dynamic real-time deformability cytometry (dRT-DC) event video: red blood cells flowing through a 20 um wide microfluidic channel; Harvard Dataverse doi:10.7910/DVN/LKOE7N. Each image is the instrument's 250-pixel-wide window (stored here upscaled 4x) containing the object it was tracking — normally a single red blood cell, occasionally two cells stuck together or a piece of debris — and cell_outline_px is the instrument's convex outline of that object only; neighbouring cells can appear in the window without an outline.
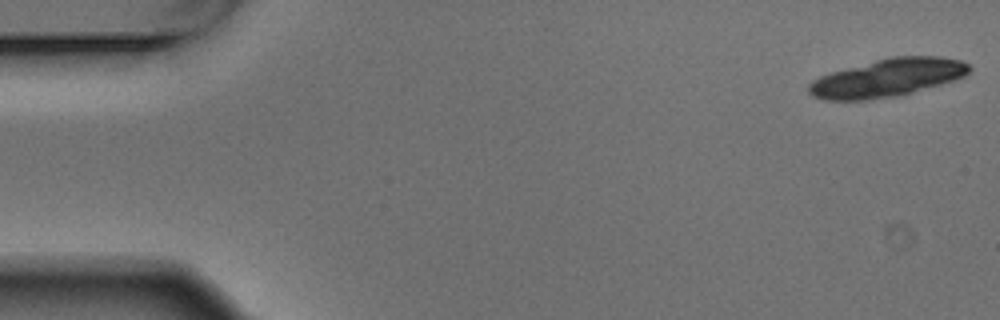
{"species": "Egyptian fruit bat (a non-hibernating species)", "species_latin": "Rousettus aegyptiacus", "temperature_condition": "warm", "stored_images_in_passage": 5, "camera_frame_rate_fps": 3000, "um_per_image_px": 0.085, "animal": {"sex": "male"}, "frame": {"image": 1, "passage_image": 1, "time_ms": 0.0, "image_size_px": [1000, 320], "cell_outline_px": [[972, 68], [964, 76], [940, 84], [900, 96], [868, 100], [824, 100], [812, 96], [808, 92], [808, 84], [812, 80], [820, 76], [832, 72], [888, 56], [940, 56], [960, 60], [968, 64]], "centroid_in_image_um": [75.41, 6.62], "position_along_channel_um": 9.6, "area_um2": 35.6}}
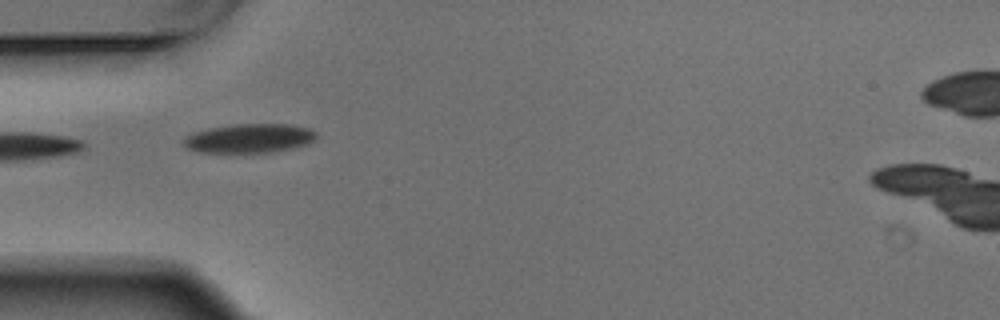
{"frame": {"image": 2, "passage_image": 4, "time_ms": 1.0, "image_size_px": [1000, 320], "cell_outline_px": [[316, 140], [308, 144], [292, 148], [272, 152], [200, 152], [184, 148], [184, 136], [208, 128], [236, 124], [292, 124], [312, 128], [316, 132]], "centroid_in_image_um": [21.24, 11.75], "position_along_channel_um": 63.8, "area_um2": 22.66}}
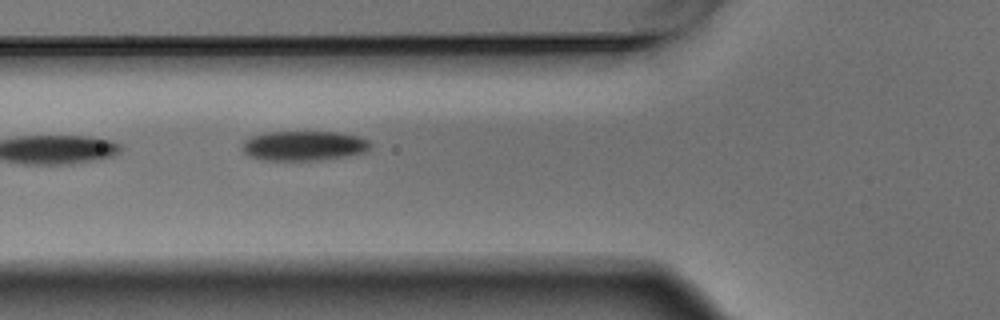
{"frame": {"image": 3, "passage_image": 5, "time_ms": 1.333, "image_size_px": [1000, 320], "cell_outline_px": [[372, 144], [364, 152], [348, 156], [320, 160], [260, 160], [248, 156], [244, 152], [244, 140], [252, 136], [264, 132], [336, 132], [360, 136], [368, 140]], "centroid_in_image_um": [25.83, 12.39], "position_along_channel_um": 100.0, "area_um2": 22.25}}